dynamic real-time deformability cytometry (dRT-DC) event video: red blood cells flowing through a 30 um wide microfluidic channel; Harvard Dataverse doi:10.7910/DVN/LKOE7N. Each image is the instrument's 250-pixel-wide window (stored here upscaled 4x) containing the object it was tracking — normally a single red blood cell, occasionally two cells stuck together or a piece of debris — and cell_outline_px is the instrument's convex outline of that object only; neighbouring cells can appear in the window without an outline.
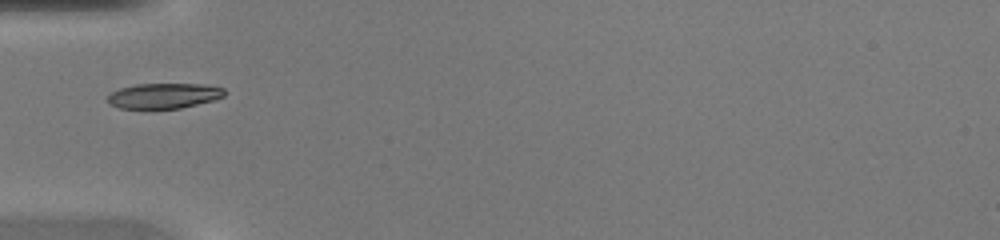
{"species": "common noctule bat (a hibernating species)", "species_latin": "Nyctalus noctula", "temperature_condition": "warm", "stored_images_in_passage": 31, "camera_frame_rate_fps": 3000, "um_per_image_px": 0.085, "animal": {"sex": "female", "body_mass_g": 20.0, "forearm_length_mm": 54.0}, "frame": {"image": 1, "passage_image": 1, "time_ms": 0.0, "image_size_px": [1000, 240], "cell_outline_px": [[224, 96], [212, 100], [180, 108], [120, 108], [112, 104], [108, 100], [108, 96], [112, 92], [120, 88], [136, 84], [204, 84], [224, 88]], "centroid_in_image_um": [13.94, 8.13], "position_along_channel_um": 71.1, "area_um2": 16.88}}
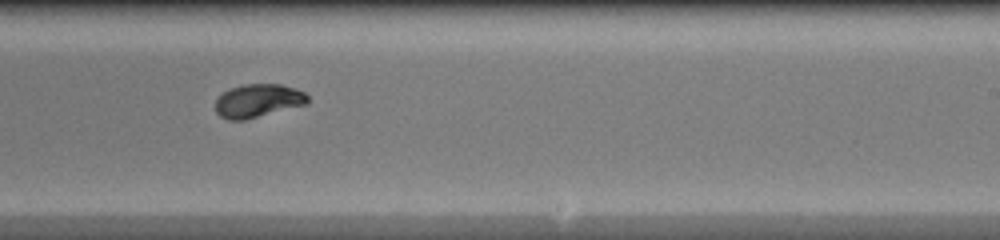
{"frame": {"image": 2, "passage_image": 14, "time_ms": 4.333, "image_size_px": [1000, 240], "cell_outline_px": [[308, 104], [244, 120], [228, 120], [220, 116], [216, 112], [216, 100], [224, 92], [232, 88], [244, 84], [280, 84], [304, 92], [308, 96]], "centroid_in_image_um": [21.94, 8.57], "position_along_channel_um": 267.1, "area_um2": 17.74}}
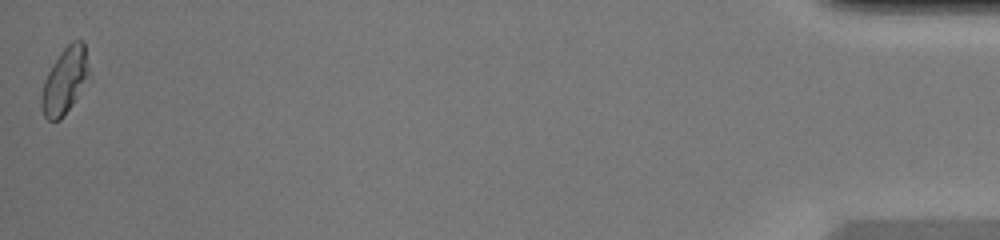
{"frame": {"image": 3, "passage_image": 31, "time_ms": 10.0, "image_size_px": [1000, 240], "cell_outline_px": [[88, 72], [72, 104], [60, 120], [48, 120], [44, 116], [40, 104], [40, 96], [44, 80], [52, 64], [60, 52], [72, 40], [80, 40], [84, 44], [88, 68]], "centroid_in_image_um": [5.43, 6.86], "position_along_channel_um": 429.8, "area_um2": 17.69}}